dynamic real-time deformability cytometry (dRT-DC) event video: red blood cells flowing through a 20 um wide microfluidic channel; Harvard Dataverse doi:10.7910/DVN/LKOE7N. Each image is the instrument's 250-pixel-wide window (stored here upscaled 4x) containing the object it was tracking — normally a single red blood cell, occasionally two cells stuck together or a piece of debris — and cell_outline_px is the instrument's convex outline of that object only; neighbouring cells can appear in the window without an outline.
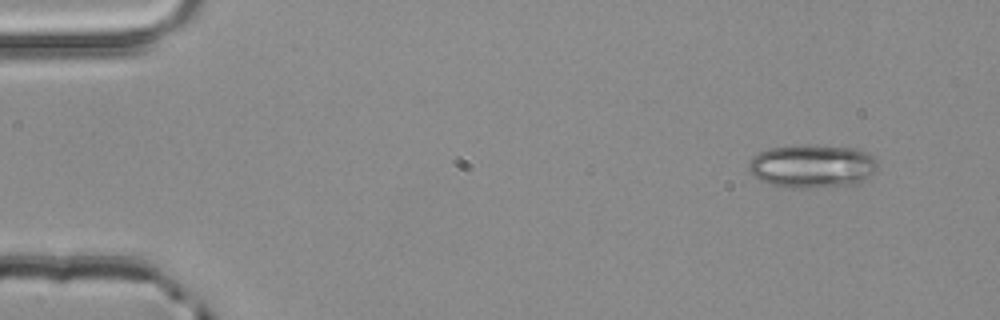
{"species": "common noctule bat (a hibernating species)", "species_latin": "Nyctalus noctula", "temperature_condition": "room temperature", "stored_images_in_passage": 3, "camera_frame_rate_fps": 3000, "um_per_image_px": 0.085, "animal": {"sex": "male", "body_mass_g": 20.4}, "frame": {"image": 1, "passage_image": 1, "time_ms": 0.0, "image_size_px": [1000, 320], "cell_outline_px": [[876, 172], [864, 180], [856, 184], [812, 188], [784, 188], [760, 180], [748, 168], [748, 160], [752, 156], [768, 148], [796, 144], [808, 144], [856, 148], [868, 152], [876, 160]], "centroid_in_image_um": [69.04, 14.11], "position_along_channel_um": 16.0, "area_um2": 33.12}}